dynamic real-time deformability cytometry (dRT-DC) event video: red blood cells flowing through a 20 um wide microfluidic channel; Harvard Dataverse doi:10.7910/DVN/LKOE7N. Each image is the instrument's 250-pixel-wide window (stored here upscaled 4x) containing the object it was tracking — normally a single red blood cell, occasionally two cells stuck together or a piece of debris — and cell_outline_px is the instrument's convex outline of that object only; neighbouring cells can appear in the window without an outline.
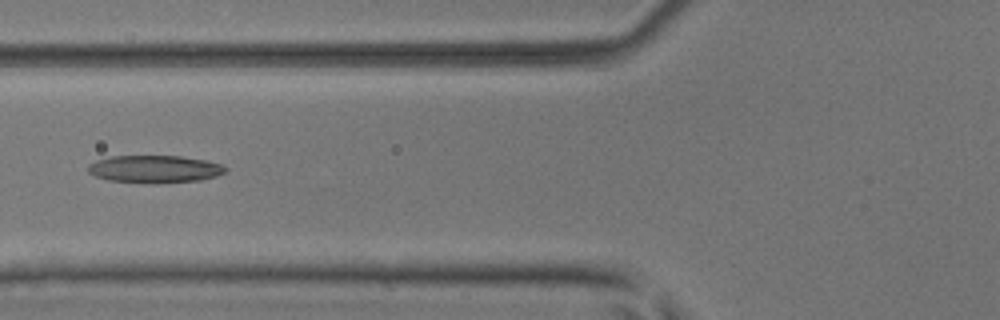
{"species": "common noctule bat (a hibernating species)", "species_latin": "Nyctalus noctula", "temperature_condition": "room temperature", "stored_images_in_passage": 5, "camera_frame_rate_fps": 3000, "um_per_image_px": 0.085, "animal": {"sex": "male", "body_mass_g": 17.9, "forearm_length_mm": 54.2}, "frame": {"image": 1, "passage_image": 5, "time_ms": 1.333, "image_size_px": [1000, 320], "cell_outline_px": [[228, 168], [224, 172], [216, 176], [200, 180], [156, 184], [108, 180], [96, 176], [88, 172], [88, 164], [96, 160], [112, 156], [180, 156], [208, 160], [224, 164]], "centroid_in_image_um": [13.18, 14.37], "position_along_channel_um": 112.6, "area_um2": 22.25}}